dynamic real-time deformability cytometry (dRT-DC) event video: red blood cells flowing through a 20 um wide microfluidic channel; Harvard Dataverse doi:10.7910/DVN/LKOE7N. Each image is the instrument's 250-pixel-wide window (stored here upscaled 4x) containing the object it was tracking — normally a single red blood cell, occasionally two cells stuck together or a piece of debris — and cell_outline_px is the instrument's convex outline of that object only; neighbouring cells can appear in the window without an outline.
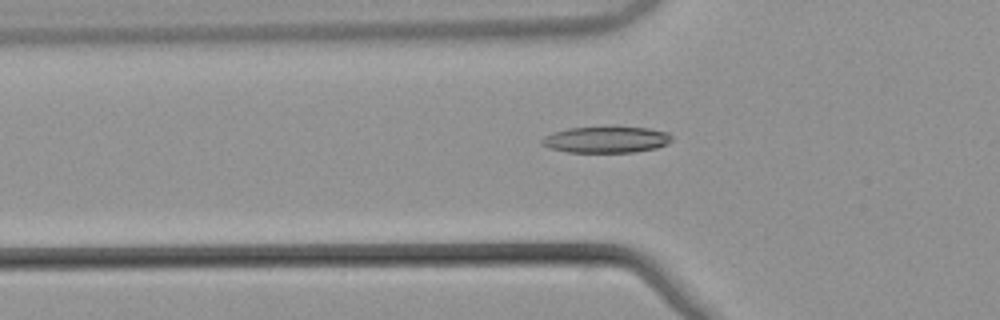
{"species": "common noctule bat (a hibernating species)", "species_latin": "Nyctalus noctula", "temperature_condition": "warm", "stored_images_in_passage": 46, "camera_frame_rate_fps": 3000, "um_per_image_px": 0.085, "animal": {"sex": "male", "body_mass_g": 21.5, "forearm_length_mm": 52.0}, "frame": {"image": 1, "passage_image": 11, "time_ms": 3.333, "image_size_px": [1000, 320], "cell_outline_px": [[672, 140], [668, 144], [656, 148], [632, 152], [568, 152], [548, 148], [540, 144], [540, 140], [544, 136], [552, 132], [568, 128], [648, 128], [668, 132], [672, 136]], "centroid_in_image_um": [51.5, 11.88], "position_along_channel_um": 74.3, "area_um2": 19.77}}
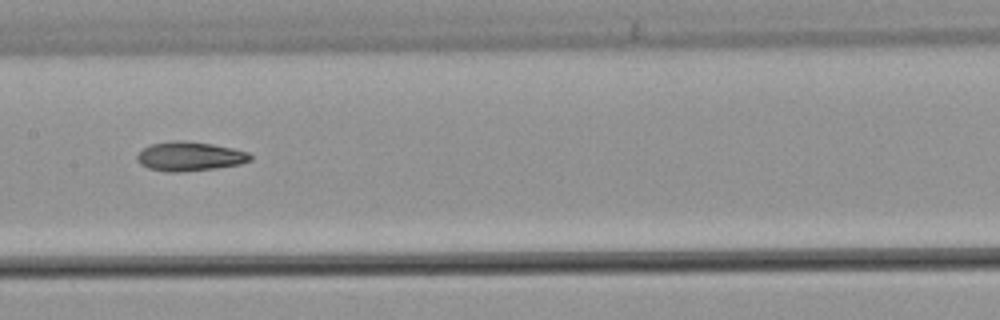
{"frame": {"image": 2, "passage_image": 20, "time_ms": 6.333, "image_size_px": [1000, 320], "cell_outline_px": [[252, 160], [240, 164], [216, 168], [180, 172], [168, 172], [148, 168], [140, 164], [136, 160], [136, 156], [144, 148], [152, 144], [172, 140], [180, 140], [212, 144], [232, 148], [248, 152], [252, 156]], "centroid_in_image_um": [16.12, 13.29], "position_along_channel_um": 191.3, "area_um2": 19.25}}
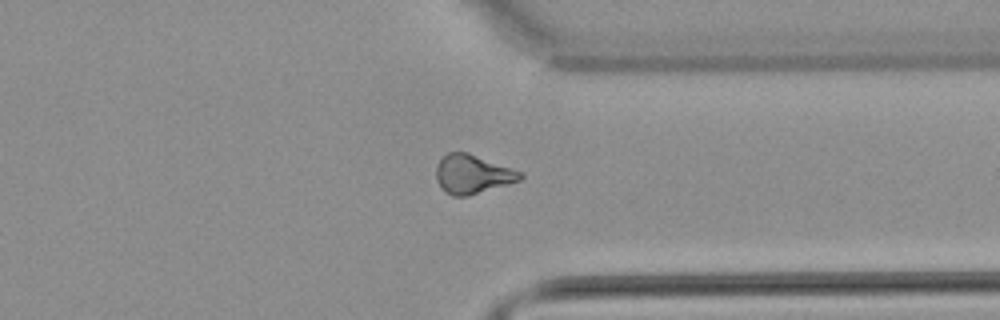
{"frame": {"image": 3, "passage_image": 34, "time_ms": 11.0, "image_size_px": [1000, 320], "cell_outline_px": [[524, 176], [520, 180], [508, 184], [468, 196], [452, 196], [444, 192], [436, 180], [436, 164], [448, 152], [468, 152], [520, 172]], "centroid_in_image_um": [40.11, 14.82], "position_along_channel_um": 371.3, "area_um2": 18.9}, "authors_computed_cell_mechanics": {"area_um2": 18.9006, "velocity_mm_per_s": 3.8774, "shape_relaxation_time_tau1_ms": 7.9055, "shape_relaxation_time_tau2_ms": 5.0049, "deformation_change_tau1": 0.2058, "deformation_change_tau2": 0.14}}